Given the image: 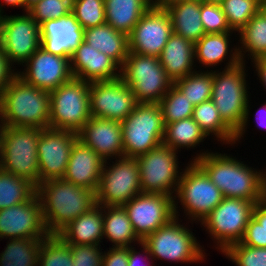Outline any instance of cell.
Instances as JSON below:
<instances>
[{
	"label": "cell",
	"instance_id": "681fc988",
	"mask_svg": "<svg viewBox=\"0 0 266 266\" xmlns=\"http://www.w3.org/2000/svg\"><path fill=\"white\" fill-rule=\"evenodd\" d=\"M17 69L13 66L9 59L6 57L2 48L0 47V98L3 91L11 82V80L17 75Z\"/></svg>",
	"mask_w": 266,
	"mask_h": 266
},
{
	"label": "cell",
	"instance_id": "44dd1931",
	"mask_svg": "<svg viewBox=\"0 0 266 266\" xmlns=\"http://www.w3.org/2000/svg\"><path fill=\"white\" fill-rule=\"evenodd\" d=\"M236 33L237 32H225L203 35L194 44L196 68L199 66L197 68L199 70L206 69V71H210L212 69V71H214V69L216 68L215 70H217V67L220 65L221 68L219 67V69H227L238 65L241 61L238 53V42H236L238 41V39H236L238 38V34ZM233 39L236 44L233 43ZM222 63H224V67Z\"/></svg>",
	"mask_w": 266,
	"mask_h": 266
},
{
	"label": "cell",
	"instance_id": "2e32d148",
	"mask_svg": "<svg viewBox=\"0 0 266 266\" xmlns=\"http://www.w3.org/2000/svg\"><path fill=\"white\" fill-rule=\"evenodd\" d=\"M89 103L91 117L119 122L137 105L133 91L121 78L90 82Z\"/></svg>",
	"mask_w": 266,
	"mask_h": 266
},
{
	"label": "cell",
	"instance_id": "9f6ffc18",
	"mask_svg": "<svg viewBox=\"0 0 266 266\" xmlns=\"http://www.w3.org/2000/svg\"><path fill=\"white\" fill-rule=\"evenodd\" d=\"M37 1L39 0H26V12H28L29 7Z\"/></svg>",
	"mask_w": 266,
	"mask_h": 266
},
{
	"label": "cell",
	"instance_id": "6da1fadb",
	"mask_svg": "<svg viewBox=\"0 0 266 266\" xmlns=\"http://www.w3.org/2000/svg\"><path fill=\"white\" fill-rule=\"evenodd\" d=\"M199 152V153H198ZM197 150L189 161H195L220 189L224 197L248 200L254 203L264 199L266 167L254 168L250 162L223 151ZM195 156V157H194ZM243 160V161H241Z\"/></svg>",
	"mask_w": 266,
	"mask_h": 266
},
{
	"label": "cell",
	"instance_id": "7dc6e473",
	"mask_svg": "<svg viewBox=\"0 0 266 266\" xmlns=\"http://www.w3.org/2000/svg\"><path fill=\"white\" fill-rule=\"evenodd\" d=\"M134 246L136 245L128 247V266H159L155 265L147 246L142 241L137 244V248Z\"/></svg>",
	"mask_w": 266,
	"mask_h": 266
},
{
	"label": "cell",
	"instance_id": "5bb4252c",
	"mask_svg": "<svg viewBox=\"0 0 266 266\" xmlns=\"http://www.w3.org/2000/svg\"><path fill=\"white\" fill-rule=\"evenodd\" d=\"M40 45V25L28 12L0 17V47L15 68H20Z\"/></svg>",
	"mask_w": 266,
	"mask_h": 266
},
{
	"label": "cell",
	"instance_id": "9a60e30c",
	"mask_svg": "<svg viewBox=\"0 0 266 266\" xmlns=\"http://www.w3.org/2000/svg\"><path fill=\"white\" fill-rule=\"evenodd\" d=\"M123 206L141 241L175 217L174 198L169 195L142 192Z\"/></svg>",
	"mask_w": 266,
	"mask_h": 266
},
{
	"label": "cell",
	"instance_id": "603a6c76",
	"mask_svg": "<svg viewBox=\"0 0 266 266\" xmlns=\"http://www.w3.org/2000/svg\"><path fill=\"white\" fill-rule=\"evenodd\" d=\"M77 134L78 139L104 161L124 156L122 125L119 121L91 117Z\"/></svg>",
	"mask_w": 266,
	"mask_h": 266
},
{
	"label": "cell",
	"instance_id": "7c38bea8",
	"mask_svg": "<svg viewBox=\"0 0 266 266\" xmlns=\"http://www.w3.org/2000/svg\"><path fill=\"white\" fill-rule=\"evenodd\" d=\"M179 155L180 152L161 143L136 157L143 193H159L175 197L183 171L178 161Z\"/></svg>",
	"mask_w": 266,
	"mask_h": 266
},
{
	"label": "cell",
	"instance_id": "d4e9b609",
	"mask_svg": "<svg viewBox=\"0 0 266 266\" xmlns=\"http://www.w3.org/2000/svg\"><path fill=\"white\" fill-rule=\"evenodd\" d=\"M104 160L82 141L77 139L72 146L64 174L67 182L97 192Z\"/></svg>",
	"mask_w": 266,
	"mask_h": 266
},
{
	"label": "cell",
	"instance_id": "91938a15",
	"mask_svg": "<svg viewBox=\"0 0 266 266\" xmlns=\"http://www.w3.org/2000/svg\"><path fill=\"white\" fill-rule=\"evenodd\" d=\"M263 200L266 202V178H265V184H264V199Z\"/></svg>",
	"mask_w": 266,
	"mask_h": 266
},
{
	"label": "cell",
	"instance_id": "5b68a950",
	"mask_svg": "<svg viewBox=\"0 0 266 266\" xmlns=\"http://www.w3.org/2000/svg\"><path fill=\"white\" fill-rule=\"evenodd\" d=\"M193 224V222H183V219L174 217L142 241L156 264L159 260L166 261L165 263L168 264L181 263V265L182 263H205L209 253H206L207 249L200 244L198 237H195L196 234L191 228Z\"/></svg>",
	"mask_w": 266,
	"mask_h": 266
},
{
	"label": "cell",
	"instance_id": "f546056e",
	"mask_svg": "<svg viewBox=\"0 0 266 266\" xmlns=\"http://www.w3.org/2000/svg\"><path fill=\"white\" fill-rule=\"evenodd\" d=\"M152 5L151 0H104L106 23L129 35Z\"/></svg>",
	"mask_w": 266,
	"mask_h": 266
},
{
	"label": "cell",
	"instance_id": "f907efd6",
	"mask_svg": "<svg viewBox=\"0 0 266 266\" xmlns=\"http://www.w3.org/2000/svg\"><path fill=\"white\" fill-rule=\"evenodd\" d=\"M251 65L253 68H255L253 70L254 75L257 76V79L259 78L258 80H259V83L261 84L260 86L264 88L263 90L265 92L266 91V56L254 60L251 63Z\"/></svg>",
	"mask_w": 266,
	"mask_h": 266
},
{
	"label": "cell",
	"instance_id": "30bf717a",
	"mask_svg": "<svg viewBox=\"0 0 266 266\" xmlns=\"http://www.w3.org/2000/svg\"><path fill=\"white\" fill-rule=\"evenodd\" d=\"M90 82L77 78L50 91L49 128L78 133L91 118Z\"/></svg>",
	"mask_w": 266,
	"mask_h": 266
},
{
	"label": "cell",
	"instance_id": "ab89813d",
	"mask_svg": "<svg viewBox=\"0 0 266 266\" xmlns=\"http://www.w3.org/2000/svg\"><path fill=\"white\" fill-rule=\"evenodd\" d=\"M158 104L161 108L164 124L190 118L194 110L191 101L184 97L174 86L167 91Z\"/></svg>",
	"mask_w": 266,
	"mask_h": 266
},
{
	"label": "cell",
	"instance_id": "f5cc1de1",
	"mask_svg": "<svg viewBox=\"0 0 266 266\" xmlns=\"http://www.w3.org/2000/svg\"><path fill=\"white\" fill-rule=\"evenodd\" d=\"M253 113H256L253 119L256 120L255 123L258 126L257 129L259 128L260 130L262 128L261 131H266V100L263 104H260V108H257V110H255V112L253 111Z\"/></svg>",
	"mask_w": 266,
	"mask_h": 266
},
{
	"label": "cell",
	"instance_id": "8d00e7d4",
	"mask_svg": "<svg viewBox=\"0 0 266 266\" xmlns=\"http://www.w3.org/2000/svg\"><path fill=\"white\" fill-rule=\"evenodd\" d=\"M213 71L195 70L173 86L195 106L212 97Z\"/></svg>",
	"mask_w": 266,
	"mask_h": 266
},
{
	"label": "cell",
	"instance_id": "e575fe53",
	"mask_svg": "<svg viewBox=\"0 0 266 266\" xmlns=\"http://www.w3.org/2000/svg\"><path fill=\"white\" fill-rule=\"evenodd\" d=\"M0 253V266H37L38 252L43 239L13 238Z\"/></svg>",
	"mask_w": 266,
	"mask_h": 266
},
{
	"label": "cell",
	"instance_id": "1f68e13d",
	"mask_svg": "<svg viewBox=\"0 0 266 266\" xmlns=\"http://www.w3.org/2000/svg\"><path fill=\"white\" fill-rule=\"evenodd\" d=\"M237 34L241 62L266 56V15L261 10Z\"/></svg>",
	"mask_w": 266,
	"mask_h": 266
},
{
	"label": "cell",
	"instance_id": "f6af8a7d",
	"mask_svg": "<svg viewBox=\"0 0 266 266\" xmlns=\"http://www.w3.org/2000/svg\"><path fill=\"white\" fill-rule=\"evenodd\" d=\"M74 266H102L104 250L101 245L69 244Z\"/></svg>",
	"mask_w": 266,
	"mask_h": 266
},
{
	"label": "cell",
	"instance_id": "11a10c76",
	"mask_svg": "<svg viewBox=\"0 0 266 266\" xmlns=\"http://www.w3.org/2000/svg\"><path fill=\"white\" fill-rule=\"evenodd\" d=\"M186 1H195V0H155L153 2V5L165 9L168 5L175 4L178 2H186Z\"/></svg>",
	"mask_w": 266,
	"mask_h": 266
},
{
	"label": "cell",
	"instance_id": "e0dca14e",
	"mask_svg": "<svg viewBox=\"0 0 266 266\" xmlns=\"http://www.w3.org/2000/svg\"><path fill=\"white\" fill-rule=\"evenodd\" d=\"M78 134L69 130L42 129L37 144L39 184L64 177Z\"/></svg>",
	"mask_w": 266,
	"mask_h": 266
},
{
	"label": "cell",
	"instance_id": "d6a6232c",
	"mask_svg": "<svg viewBox=\"0 0 266 266\" xmlns=\"http://www.w3.org/2000/svg\"><path fill=\"white\" fill-rule=\"evenodd\" d=\"M192 118L209 139L233 148L235 133L223 122L211 99L195 106Z\"/></svg>",
	"mask_w": 266,
	"mask_h": 266
},
{
	"label": "cell",
	"instance_id": "816d5d0a",
	"mask_svg": "<svg viewBox=\"0 0 266 266\" xmlns=\"http://www.w3.org/2000/svg\"><path fill=\"white\" fill-rule=\"evenodd\" d=\"M252 216L266 229V202L255 203Z\"/></svg>",
	"mask_w": 266,
	"mask_h": 266
},
{
	"label": "cell",
	"instance_id": "7402d4cb",
	"mask_svg": "<svg viewBox=\"0 0 266 266\" xmlns=\"http://www.w3.org/2000/svg\"><path fill=\"white\" fill-rule=\"evenodd\" d=\"M84 29L70 13L40 24L41 45L46 52L70 58L84 41Z\"/></svg>",
	"mask_w": 266,
	"mask_h": 266
},
{
	"label": "cell",
	"instance_id": "6f0895ef",
	"mask_svg": "<svg viewBox=\"0 0 266 266\" xmlns=\"http://www.w3.org/2000/svg\"><path fill=\"white\" fill-rule=\"evenodd\" d=\"M261 11L266 15V1L262 2Z\"/></svg>",
	"mask_w": 266,
	"mask_h": 266
},
{
	"label": "cell",
	"instance_id": "8fae6325",
	"mask_svg": "<svg viewBox=\"0 0 266 266\" xmlns=\"http://www.w3.org/2000/svg\"><path fill=\"white\" fill-rule=\"evenodd\" d=\"M121 125L126 157H138L162 143L165 124L158 103H137Z\"/></svg>",
	"mask_w": 266,
	"mask_h": 266
},
{
	"label": "cell",
	"instance_id": "60d3db41",
	"mask_svg": "<svg viewBox=\"0 0 266 266\" xmlns=\"http://www.w3.org/2000/svg\"><path fill=\"white\" fill-rule=\"evenodd\" d=\"M76 0H39L31 5L28 13L40 25L44 21L59 19L73 13Z\"/></svg>",
	"mask_w": 266,
	"mask_h": 266
},
{
	"label": "cell",
	"instance_id": "277c9868",
	"mask_svg": "<svg viewBox=\"0 0 266 266\" xmlns=\"http://www.w3.org/2000/svg\"><path fill=\"white\" fill-rule=\"evenodd\" d=\"M49 120L50 93L17 74L0 98V126L45 129Z\"/></svg>",
	"mask_w": 266,
	"mask_h": 266
},
{
	"label": "cell",
	"instance_id": "680465c9",
	"mask_svg": "<svg viewBox=\"0 0 266 266\" xmlns=\"http://www.w3.org/2000/svg\"><path fill=\"white\" fill-rule=\"evenodd\" d=\"M204 2L221 3L223 0H201Z\"/></svg>",
	"mask_w": 266,
	"mask_h": 266
},
{
	"label": "cell",
	"instance_id": "74e56055",
	"mask_svg": "<svg viewBox=\"0 0 266 266\" xmlns=\"http://www.w3.org/2000/svg\"><path fill=\"white\" fill-rule=\"evenodd\" d=\"M37 266H74L69 244L58 235H48L41 242Z\"/></svg>",
	"mask_w": 266,
	"mask_h": 266
},
{
	"label": "cell",
	"instance_id": "4316f807",
	"mask_svg": "<svg viewBox=\"0 0 266 266\" xmlns=\"http://www.w3.org/2000/svg\"><path fill=\"white\" fill-rule=\"evenodd\" d=\"M73 245H103V206L95 205L78 216L57 234Z\"/></svg>",
	"mask_w": 266,
	"mask_h": 266
},
{
	"label": "cell",
	"instance_id": "f35d334b",
	"mask_svg": "<svg viewBox=\"0 0 266 266\" xmlns=\"http://www.w3.org/2000/svg\"><path fill=\"white\" fill-rule=\"evenodd\" d=\"M260 0H223L220 5L232 31L239 32L261 10Z\"/></svg>",
	"mask_w": 266,
	"mask_h": 266
},
{
	"label": "cell",
	"instance_id": "ba28073f",
	"mask_svg": "<svg viewBox=\"0 0 266 266\" xmlns=\"http://www.w3.org/2000/svg\"><path fill=\"white\" fill-rule=\"evenodd\" d=\"M120 78L131 88L137 103H159L173 86L159 57L133 52L121 66Z\"/></svg>",
	"mask_w": 266,
	"mask_h": 266
},
{
	"label": "cell",
	"instance_id": "f1b7e54d",
	"mask_svg": "<svg viewBox=\"0 0 266 266\" xmlns=\"http://www.w3.org/2000/svg\"><path fill=\"white\" fill-rule=\"evenodd\" d=\"M201 3V0L178 2L165 8L172 22L173 33L194 44L206 34L200 18Z\"/></svg>",
	"mask_w": 266,
	"mask_h": 266
},
{
	"label": "cell",
	"instance_id": "836d02e7",
	"mask_svg": "<svg viewBox=\"0 0 266 266\" xmlns=\"http://www.w3.org/2000/svg\"><path fill=\"white\" fill-rule=\"evenodd\" d=\"M209 140L200 129L199 124L192 118L182 119L173 123L165 124L162 143L172 150L181 151L195 150L200 144ZM182 149V150H181Z\"/></svg>",
	"mask_w": 266,
	"mask_h": 266
},
{
	"label": "cell",
	"instance_id": "b9f144b4",
	"mask_svg": "<svg viewBox=\"0 0 266 266\" xmlns=\"http://www.w3.org/2000/svg\"><path fill=\"white\" fill-rule=\"evenodd\" d=\"M221 254L236 266H266V248L251 247L237 242Z\"/></svg>",
	"mask_w": 266,
	"mask_h": 266
},
{
	"label": "cell",
	"instance_id": "484cf974",
	"mask_svg": "<svg viewBox=\"0 0 266 266\" xmlns=\"http://www.w3.org/2000/svg\"><path fill=\"white\" fill-rule=\"evenodd\" d=\"M159 61L173 83L184 78L197 70L194 43L172 33L159 56Z\"/></svg>",
	"mask_w": 266,
	"mask_h": 266
},
{
	"label": "cell",
	"instance_id": "4dcf8cb0",
	"mask_svg": "<svg viewBox=\"0 0 266 266\" xmlns=\"http://www.w3.org/2000/svg\"><path fill=\"white\" fill-rule=\"evenodd\" d=\"M103 239L111 247H130L141 240L137 237L124 206H103Z\"/></svg>",
	"mask_w": 266,
	"mask_h": 266
},
{
	"label": "cell",
	"instance_id": "ac0fdd59",
	"mask_svg": "<svg viewBox=\"0 0 266 266\" xmlns=\"http://www.w3.org/2000/svg\"><path fill=\"white\" fill-rule=\"evenodd\" d=\"M172 33L169 13L152 5L128 35L129 52L159 57Z\"/></svg>",
	"mask_w": 266,
	"mask_h": 266
},
{
	"label": "cell",
	"instance_id": "4fadbf2b",
	"mask_svg": "<svg viewBox=\"0 0 266 266\" xmlns=\"http://www.w3.org/2000/svg\"><path fill=\"white\" fill-rule=\"evenodd\" d=\"M139 193L142 190L136 157L122 156L104 162L95 193L97 205L123 206Z\"/></svg>",
	"mask_w": 266,
	"mask_h": 266
},
{
	"label": "cell",
	"instance_id": "d590c367",
	"mask_svg": "<svg viewBox=\"0 0 266 266\" xmlns=\"http://www.w3.org/2000/svg\"><path fill=\"white\" fill-rule=\"evenodd\" d=\"M35 194L33 183L0 168V210L25 203Z\"/></svg>",
	"mask_w": 266,
	"mask_h": 266
},
{
	"label": "cell",
	"instance_id": "cb8c5ba5",
	"mask_svg": "<svg viewBox=\"0 0 266 266\" xmlns=\"http://www.w3.org/2000/svg\"><path fill=\"white\" fill-rule=\"evenodd\" d=\"M74 78L88 81H111L120 78V66L109 56L83 41L70 57Z\"/></svg>",
	"mask_w": 266,
	"mask_h": 266
},
{
	"label": "cell",
	"instance_id": "d6986e66",
	"mask_svg": "<svg viewBox=\"0 0 266 266\" xmlns=\"http://www.w3.org/2000/svg\"><path fill=\"white\" fill-rule=\"evenodd\" d=\"M21 67L17 68V74L22 79L48 92L73 78L70 58L46 52L41 47Z\"/></svg>",
	"mask_w": 266,
	"mask_h": 266
},
{
	"label": "cell",
	"instance_id": "9c48e42d",
	"mask_svg": "<svg viewBox=\"0 0 266 266\" xmlns=\"http://www.w3.org/2000/svg\"><path fill=\"white\" fill-rule=\"evenodd\" d=\"M254 205L248 200L224 197L201 221L199 225L213 241L212 249L222 253L231 244L242 240Z\"/></svg>",
	"mask_w": 266,
	"mask_h": 266
},
{
	"label": "cell",
	"instance_id": "8992f818",
	"mask_svg": "<svg viewBox=\"0 0 266 266\" xmlns=\"http://www.w3.org/2000/svg\"><path fill=\"white\" fill-rule=\"evenodd\" d=\"M182 165L184 168L174 197L175 217L184 216V221L198 226L222 202L224 196L195 161Z\"/></svg>",
	"mask_w": 266,
	"mask_h": 266
},
{
	"label": "cell",
	"instance_id": "c3c4849f",
	"mask_svg": "<svg viewBox=\"0 0 266 266\" xmlns=\"http://www.w3.org/2000/svg\"><path fill=\"white\" fill-rule=\"evenodd\" d=\"M103 251L102 266H128V247H110L109 245V248Z\"/></svg>",
	"mask_w": 266,
	"mask_h": 266
},
{
	"label": "cell",
	"instance_id": "7a4b0ae2",
	"mask_svg": "<svg viewBox=\"0 0 266 266\" xmlns=\"http://www.w3.org/2000/svg\"><path fill=\"white\" fill-rule=\"evenodd\" d=\"M247 63L213 71L211 100L215 104L223 122L235 133L233 147L241 145L247 128L252 122V99ZM249 80V81H248Z\"/></svg>",
	"mask_w": 266,
	"mask_h": 266
},
{
	"label": "cell",
	"instance_id": "7bdbcfd3",
	"mask_svg": "<svg viewBox=\"0 0 266 266\" xmlns=\"http://www.w3.org/2000/svg\"><path fill=\"white\" fill-rule=\"evenodd\" d=\"M72 14L84 30L106 23L104 0H76Z\"/></svg>",
	"mask_w": 266,
	"mask_h": 266
},
{
	"label": "cell",
	"instance_id": "ffe728a7",
	"mask_svg": "<svg viewBox=\"0 0 266 266\" xmlns=\"http://www.w3.org/2000/svg\"><path fill=\"white\" fill-rule=\"evenodd\" d=\"M48 235L37 194L25 203L0 210V241L4 238L44 239Z\"/></svg>",
	"mask_w": 266,
	"mask_h": 266
},
{
	"label": "cell",
	"instance_id": "ee69618b",
	"mask_svg": "<svg viewBox=\"0 0 266 266\" xmlns=\"http://www.w3.org/2000/svg\"><path fill=\"white\" fill-rule=\"evenodd\" d=\"M200 18L206 34L234 32L227 23L220 3L202 1Z\"/></svg>",
	"mask_w": 266,
	"mask_h": 266
},
{
	"label": "cell",
	"instance_id": "52a82bcc",
	"mask_svg": "<svg viewBox=\"0 0 266 266\" xmlns=\"http://www.w3.org/2000/svg\"><path fill=\"white\" fill-rule=\"evenodd\" d=\"M41 128L0 126V168L39 184L37 144Z\"/></svg>",
	"mask_w": 266,
	"mask_h": 266
},
{
	"label": "cell",
	"instance_id": "3957f363",
	"mask_svg": "<svg viewBox=\"0 0 266 266\" xmlns=\"http://www.w3.org/2000/svg\"><path fill=\"white\" fill-rule=\"evenodd\" d=\"M42 218L49 235H57L78 216L96 205V195L64 179H50L36 186Z\"/></svg>",
	"mask_w": 266,
	"mask_h": 266
},
{
	"label": "cell",
	"instance_id": "bcb514c9",
	"mask_svg": "<svg viewBox=\"0 0 266 266\" xmlns=\"http://www.w3.org/2000/svg\"><path fill=\"white\" fill-rule=\"evenodd\" d=\"M240 242L246 246L266 248V229L252 216Z\"/></svg>",
	"mask_w": 266,
	"mask_h": 266
},
{
	"label": "cell",
	"instance_id": "83f0119b",
	"mask_svg": "<svg viewBox=\"0 0 266 266\" xmlns=\"http://www.w3.org/2000/svg\"><path fill=\"white\" fill-rule=\"evenodd\" d=\"M84 41L112 58L120 67L129 54L128 35L115 30L107 23L85 29Z\"/></svg>",
	"mask_w": 266,
	"mask_h": 266
},
{
	"label": "cell",
	"instance_id": "db71d44e",
	"mask_svg": "<svg viewBox=\"0 0 266 266\" xmlns=\"http://www.w3.org/2000/svg\"><path fill=\"white\" fill-rule=\"evenodd\" d=\"M12 7V8H21L23 12H26V0H1L0 1V15L6 14L3 8Z\"/></svg>",
	"mask_w": 266,
	"mask_h": 266
}]
</instances>
